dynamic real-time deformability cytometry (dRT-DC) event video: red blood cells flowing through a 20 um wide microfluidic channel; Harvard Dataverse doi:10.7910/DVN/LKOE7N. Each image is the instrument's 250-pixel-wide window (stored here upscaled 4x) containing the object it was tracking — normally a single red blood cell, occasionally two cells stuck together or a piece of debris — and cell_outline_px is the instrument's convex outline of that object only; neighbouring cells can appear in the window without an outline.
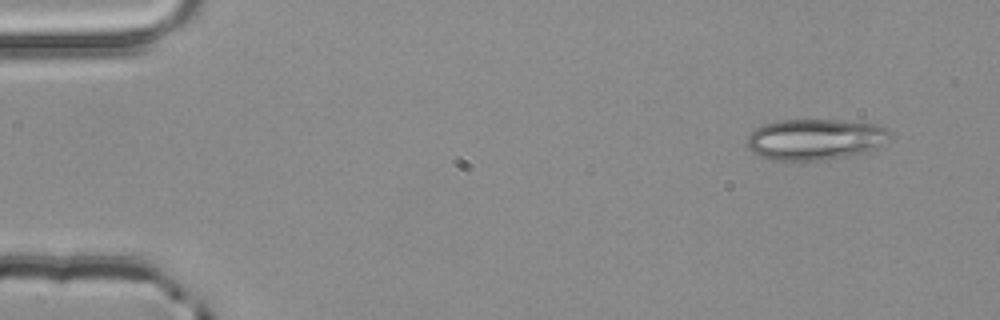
{"species": "common noctule bat (a hibernating species)", "species_latin": "Nyctalus noctula", "temperature_condition": "room temperature", "stored_images_in_passage": 3, "camera_frame_rate_fps": 3000, "um_per_image_px": 0.085, "animal": {"sex": "male", "body_mass_g": 20.4}, "frame": {"image": 1, "passage_image": 1, "time_ms": 0.0, "image_size_px": [1000, 320], "cell_outline_px": [[888, 136], [872, 148], [864, 152], [824, 160], [784, 164], [760, 156], [752, 152], [748, 148], [748, 136], [756, 128], [764, 124], [780, 120], [836, 120], [876, 124], [888, 128]], "centroid_in_image_um": [69.16, 11.88], "position_along_channel_um": 15.8, "area_um2": 34.22}}